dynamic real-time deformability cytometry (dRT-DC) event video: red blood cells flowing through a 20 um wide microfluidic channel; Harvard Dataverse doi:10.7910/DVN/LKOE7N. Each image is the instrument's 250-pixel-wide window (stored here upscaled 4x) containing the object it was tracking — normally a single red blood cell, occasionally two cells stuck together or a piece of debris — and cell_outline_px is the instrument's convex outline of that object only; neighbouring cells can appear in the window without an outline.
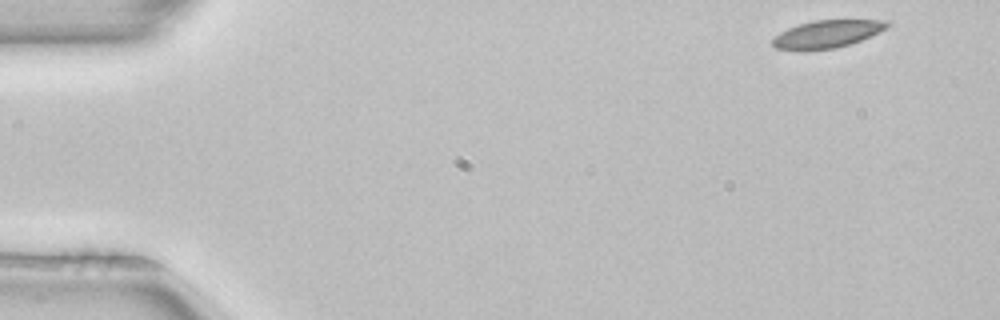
{"species": "common noctule bat (a hibernating species)", "species_latin": "Nyctalus noctula", "temperature_condition": "room temperature", "stored_images_in_passage": 8, "camera_frame_rate_fps": 3000, "um_per_image_px": 0.085, "animal": {"sex": "female", "body_mass_g": 22.7, "forearm_length_mm": 54.2}, "frame": {"image": 1, "passage_image": 1, "time_ms": 0.0, "image_size_px": [1000, 320], "cell_outline_px": [[892, 24], [860, 40], [836, 48], [776, 48], [772, 44], [772, 40], [780, 32], [788, 28], [800, 24], [816, 20], [888, 20]], "centroid_in_image_um": [70.33, 2.85], "position_along_channel_um": 14.7, "area_um2": 17.51}}